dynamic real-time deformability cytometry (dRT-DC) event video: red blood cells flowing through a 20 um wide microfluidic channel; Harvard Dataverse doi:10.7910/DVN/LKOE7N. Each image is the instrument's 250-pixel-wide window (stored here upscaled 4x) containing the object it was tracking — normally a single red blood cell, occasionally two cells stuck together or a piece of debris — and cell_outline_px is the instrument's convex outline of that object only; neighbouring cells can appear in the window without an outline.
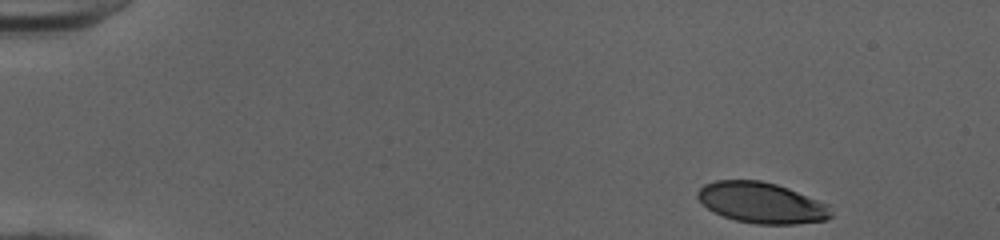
{"species": "human", "species_latin": "Homo sapiens", "temperature_condition": "cold", "stored_images_in_passage": 43, "camera_frame_rate_fps": 3000, "um_per_image_px": 0.085, "donor": {"sex": "female"}, "frame": {"image": 1, "passage_image": 1, "time_ms": 0.0, "image_size_px": [1000, 240], "cell_outline_px": [[832, 216], [824, 220], [796, 224], [756, 224], [736, 220], [724, 216], [708, 208], [696, 196], [696, 192], [704, 184], [716, 180], [760, 180], [776, 184], [788, 188], [828, 204], [832, 212]], "centroid_in_image_um": [64.74, 17.23], "position_along_channel_um": 20.3, "area_um2": 31.56}}
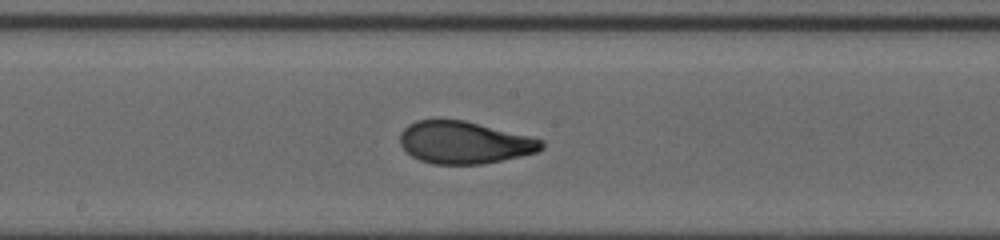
{"frame": {"image": 2, "passage_image": 24, "time_ms": 7.667, "image_size_px": [1000, 240], "cell_outline_px": [[544, 148], [536, 152], [520, 156], [484, 164], [432, 164], [420, 160], [412, 156], [400, 144], [400, 132], [408, 124], [416, 120], [464, 120], [532, 136], [544, 140]], "centroid_in_image_um": [39.49, 12.11], "position_along_channel_um": 208.7, "area_um2": 34.97}}
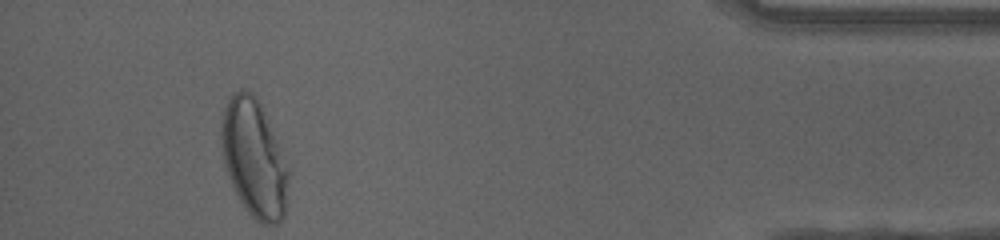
{"frame": {"image": 3, "passage_image": 43, "time_ms": 14.0, "image_size_px": [1000, 240], "cell_outline_px": [[288, 176], [284, 216], [276, 224], [264, 224], [256, 220], [248, 212], [236, 196], [224, 168], [220, 144], [220, 132], [224, 108], [232, 92], [240, 88], [244, 88], [252, 92], [256, 96], [260, 104], [276, 140], [288, 172]], "centroid_in_image_um": [21.52, 13.45], "position_along_channel_um": 413.7, "area_um2": 45.66}, "authors_computed_cell_mechanics": {"area_um2": 34.7956, "velocity_mm_per_s": 4.0473, "shape_relaxation_time_tau1_ms": 4.1381, "shape_relaxation_time_tau2_ms": 0.8188, "deformation_change_tau1": 0.1942, "deformation_change_tau2": 0.0623}}